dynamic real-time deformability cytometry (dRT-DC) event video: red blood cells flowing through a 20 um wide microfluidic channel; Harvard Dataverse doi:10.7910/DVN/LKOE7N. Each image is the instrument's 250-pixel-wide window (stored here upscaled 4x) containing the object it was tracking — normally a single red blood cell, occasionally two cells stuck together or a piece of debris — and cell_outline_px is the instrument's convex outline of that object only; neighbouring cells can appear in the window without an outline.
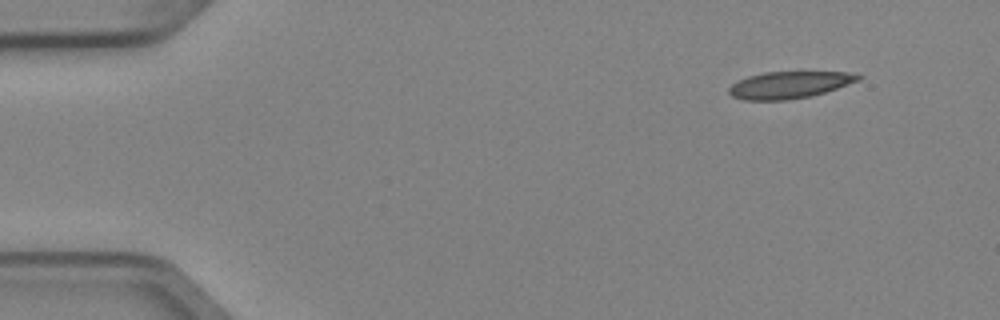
{"species": "Egyptian fruit bat (a non-hibernating species)", "species_latin": "Rousettus aegyptiacus", "temperature_condition": "cold", "stored_images_in_passage": 6, "camera_frame_rate_fps": 3000, "um_per_image_px": 0.085, "animal": {"sex": "female"}, "frame": {"image": 1, "passage_image": 1, "time_ms": 0.0, "image_size_px": [1000, 320], "cell_outline_px": [[864, 76], [860, 80], [812, 96], [788, 100], [744, 100], [732, 96], [728, 92], [728, 88], [736, 80], [748, 76], [764, 72], [848, 72]], "centroid_in_image_um": [67.06, 7.21], "position_along_channel_um": 17.9, "area_um2": 20.35}}
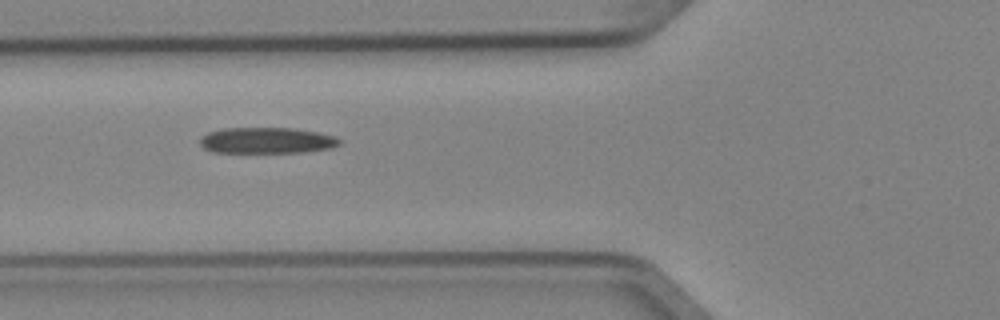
{"frame": {"image": 2, "passage_image": 5, "time_ms": 1.333, "image_size_px": [1000, 320], "cell_outline_px": [[340, 144], [332, 148], [304, 152], [212, 152], [204, 148], [200, 144], [200, 136], [208, 132], [220, 128], [296, 128], [336, 136], [340, 140]], "centroid_in_image_um": [22.66, 11.93], "position_along_channel_um": 103.1, "area_um2": 21.27}}
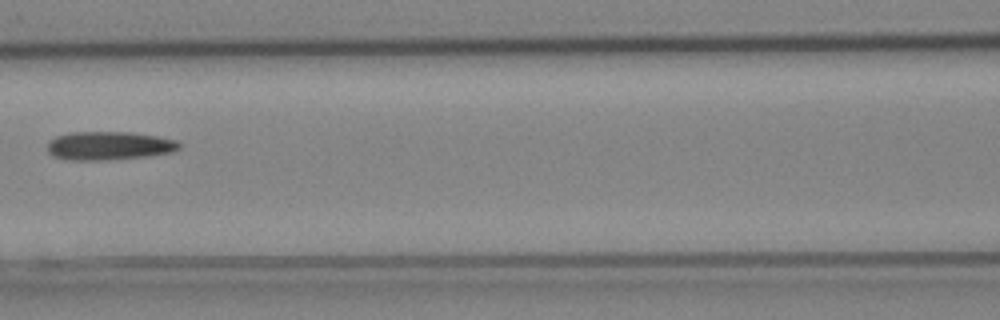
{"frame": {"image": 3, "passage_image": 6, "time_ms": 1.667, "image_size_px": [1000, 320], "cell_outline_px": [[180, 148], [172, 152], [148, 156], [108, 160], [68, 160], [52, 156], [48, 152], [48, 140], [56, 136], [68, 132], [132, 132], [156, 136], [176, 140], [180, 144]], "centroid_in_image_um": [9.23, 12.39], "position_along_channel_um": 157.4, "area_um2": 22.08}}